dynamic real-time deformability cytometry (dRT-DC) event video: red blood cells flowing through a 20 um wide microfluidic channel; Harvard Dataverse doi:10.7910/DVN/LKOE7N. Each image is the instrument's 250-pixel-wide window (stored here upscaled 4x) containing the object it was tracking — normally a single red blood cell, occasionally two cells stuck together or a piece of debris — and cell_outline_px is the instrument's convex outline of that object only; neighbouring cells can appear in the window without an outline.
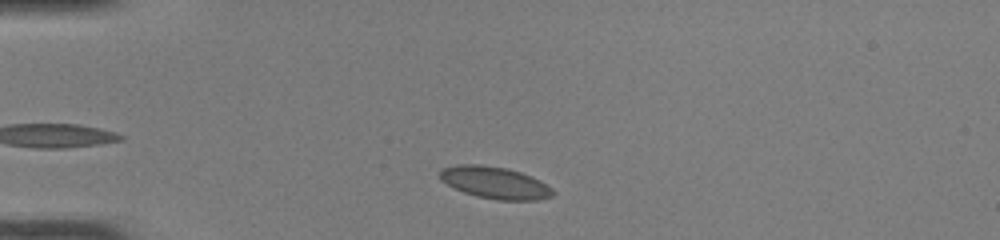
{"species": "common noctule bat (a hibernating species)", "species_latin": "Nyctalus noctula", "temperature_condition": "room temperature", "stored_images_in_passage": 36, "camera_frame_rate_fps": 3000, "um_per_image_px": 0.085, "animal": {"sex": "female", "body_mass_g": 22.0, "forearm_length_mm": 56.7}, "frame": {"image": 1, "passage_image": 3, "time_ms": 0.667, "image_size_px": [1000, 240], "cell_outline_px": [[556, 192], [552, 196], [536, 200], [496, 200], [476, 196], [464, 192], [440, 180], [440, 172], [444, 168], [456, 164], [480, 164], [508, 168], [532, 176], [540, 180], [552, 188]], "centroid_in_image_um": [42.1, 15.52], "position_along_channel_um": 42.9, "area_um2": 21.1}}
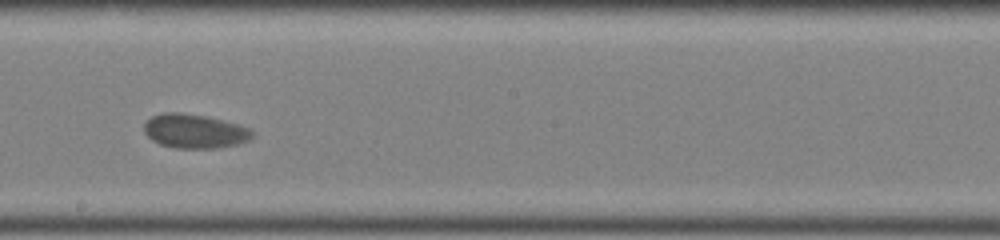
{"frame": {"image": 2, "passage_image": 20, "time_ms": 6.333, "image_size_px": [1000, 240], "cell_outline_px": [[252, 136], [248, 140], [236, 144], [220, 148], [176, 148], [160, 144], [152, 140], [144, 132], [144, 124], [152, 116], [168, 112], [176, 112], [204, 116], [236, 124], [248, 128], [252, 132]], "centroid_in_image_um": [16.5, 11.16], "position_along_channel_um": 231.7, "area_um2": 21.1}}
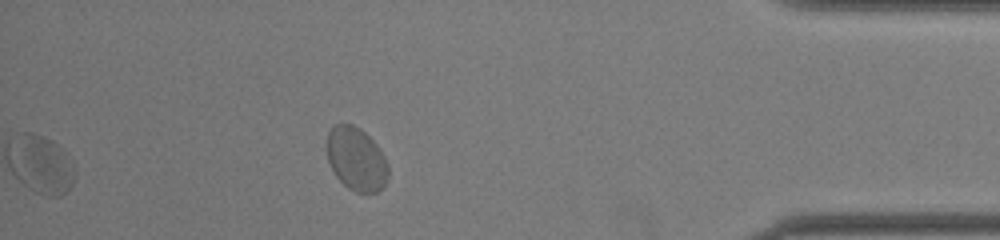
{"frame": {"image": 3, "passage_image": 36, "time_ms": 11.667, "image_size_px": [1000, 240], "cell_outline_px": [[388, 180], [376, 192], [356, 192], [348, 188], [336, 176], [328, 160], [324, 144], [328, 132], [336, 124], [352, 124], [360, 128], [380, 148], [388, 164]], "centroid_in_image_um": [30.26, 13.49], "position_along_channel_um": 404.9, "area_um2": 22.77}, "authors_computed_cell_mechanics": {"area_um2": 20.9814, "velocity_mm_per_s": 3.9218, "shape_relaxation_time_tau1_ms": 3.0635, "shape_relaxation_time_tau2_ms": null, "deformation_change_tau1": 0.0749, "deformation_change_tau2": null}}